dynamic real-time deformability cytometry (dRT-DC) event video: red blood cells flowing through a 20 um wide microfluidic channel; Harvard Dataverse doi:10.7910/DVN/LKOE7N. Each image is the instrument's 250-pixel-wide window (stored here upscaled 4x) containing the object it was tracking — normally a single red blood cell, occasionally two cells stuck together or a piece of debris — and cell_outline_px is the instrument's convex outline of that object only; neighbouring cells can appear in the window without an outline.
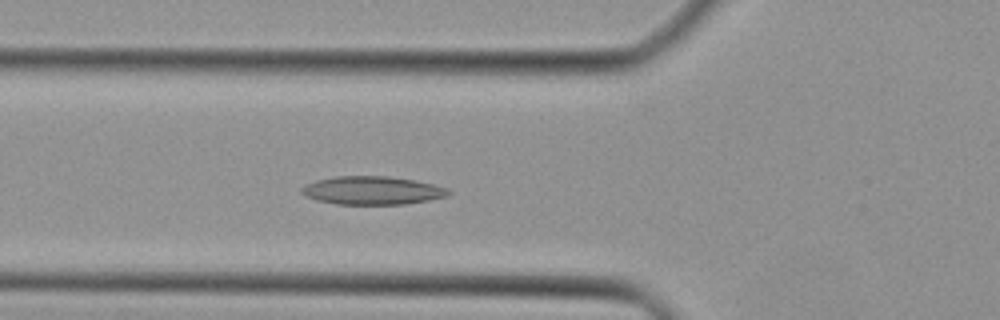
{"species": "Egyptian fruit bat (a non-hibernating species)", "species_latin": "Rousettus aegyptiacus", "temperature_condition": "cold", "stored_images_in_passage": 33, "camera_frame_rate_fps": 3000, "um_per_image_px": 0.085, "animal": {"sex": "female"}, "frame": {"image": 1, "passage_image": 4, "time_ms": 1.0, "image_size_px": [1000, 320], "cell_outline_px": [[452, 192], [448, 196], [428, 200], [404, 204], [336, 204], [316, 200], [304, 196], [300, 192], [300, 188], [304, 184], [316, 180], [336, 176], [388, 176], [416, 180], [448, 188]], "centroid_in_image_um": [31.61, 16.18], "position_along_channel_um": 94.2, "area_um2": 24.39}}
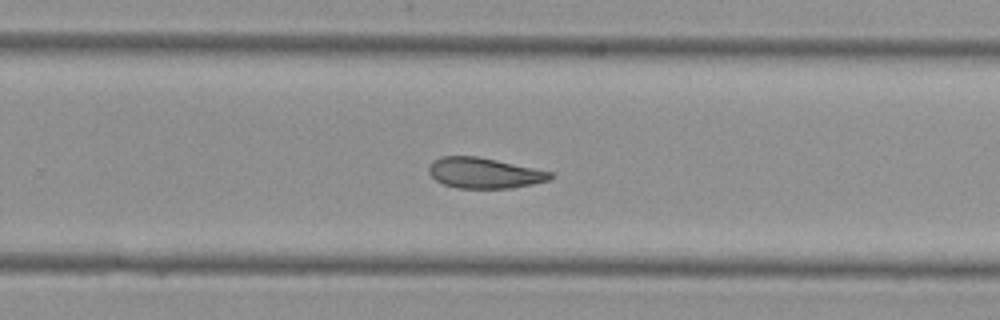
{"frame": {"image": 2, "passage_image": 17, "time_ms": 5.333, "image_size_px": [1000, 320], "cell_outline_px": [[552, 176], [548, 180], [532, 184], [512, 188], [456, 188], [444, 184], [436, 180], [428, 172], [428, 168], [432, 160], [440, 156], [476, 156], [496, 160], [552, 172]], "centroid_in_image_um": [41.11, 14.7], "position_along_channel_um": 288.7, "area_um2": 21.5}}
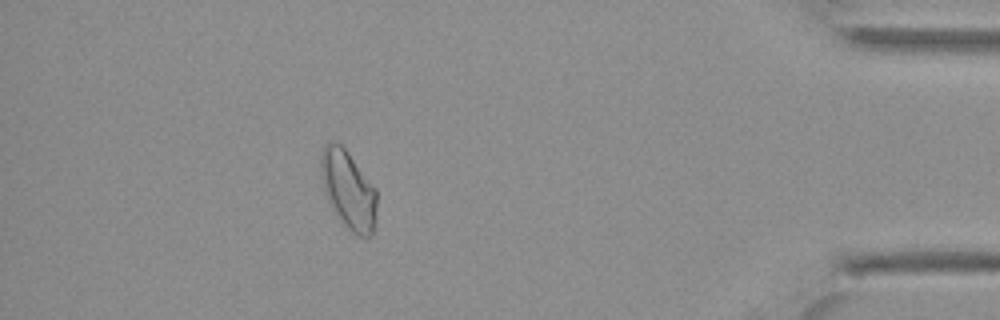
{"frame": {"image": 3, "passage_image": 28, "time_ms": 9.0, "image_size_px": [1000, 320], "cell_outline_px": [[376, 220], [372, 236], [360, 236], [352, 232], [340, 224], [328, 204], [324, 192], [320, 176], [320, 156], [324, 144], [328, 140], [336, 140], [348, 152], [376, 188]], "centroid_in_image_um": [29.57, 16.14], "position_along_channel_um": 405.6, "area_um2": 26.36}}